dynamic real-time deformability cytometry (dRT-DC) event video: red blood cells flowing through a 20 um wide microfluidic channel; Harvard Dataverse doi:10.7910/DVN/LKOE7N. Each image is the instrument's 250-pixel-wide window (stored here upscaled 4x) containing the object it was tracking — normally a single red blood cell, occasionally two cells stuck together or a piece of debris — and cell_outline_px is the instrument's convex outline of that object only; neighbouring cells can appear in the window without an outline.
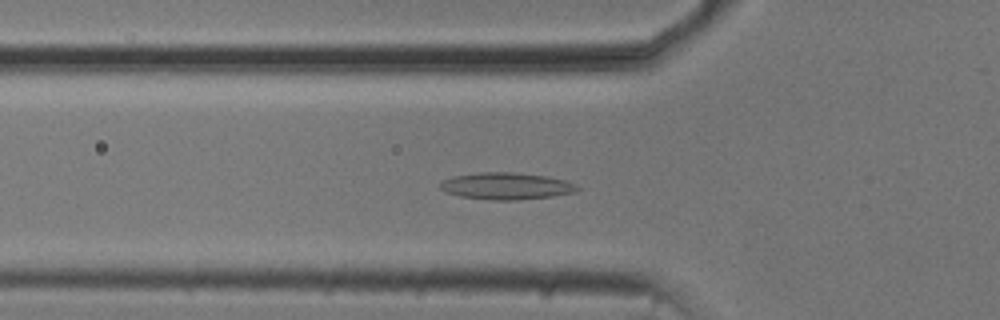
{"species": "common noctule bat (a hibernating species)", "species_latin": "Nyctalus noctula", "temperature_condition": "cold", "stored_images_in_passage": 53, "camera_frame_rate_fps": 3000, "um_per_image_px": 0.085, "animal": {"sex": "male", "body_mass_g": 20.5, "forearm_length_mm": 52.5}, "frame": {"image": 1, "passage_image": 18, "time_ms": 5.667, "image_size_px": [1000, 320], "cell_outline_px": [[580, 188], [572, 192], [552, 196], [516, 200], [492, 200], [460, 196], [444, 192], [440, 188], [440, 184], [444, 180], [452, 176], [480, 172], [512, 172], [548, 176], [564, 180], [576, 184]], "centroid_in_image_um": [43.01, 15.81], "position_along_channel_um": 82.8, "area_um2": 21.39}}
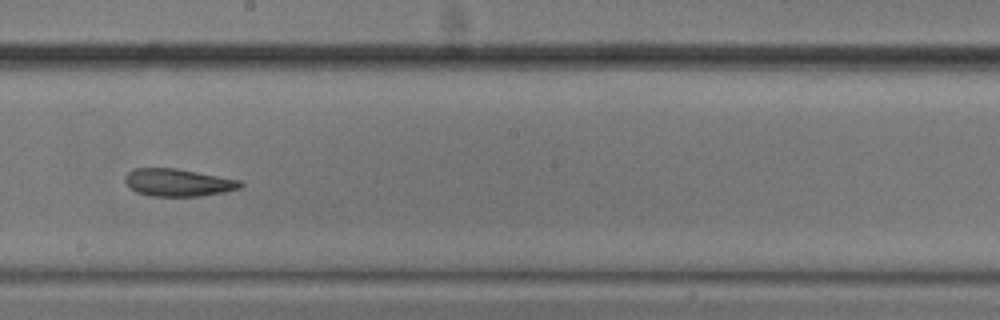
{"frame": {"image": 2, "passage_image": 30, "time_ms": 9.667, "image_size_px": [1000, 320], "cell_outline_px": [[244, 184], [240, 188], [224, 192], [200, 196], [148, 196], [136, 192], [128, 188], [124, 180], [124, 176], [128, 172], [136, 168], [176, 168], [240, 180]], "centroid_in_image_um": [15.1, 15.52], "position_along_channel_um": 233.1, "area_um2": 18.61}}
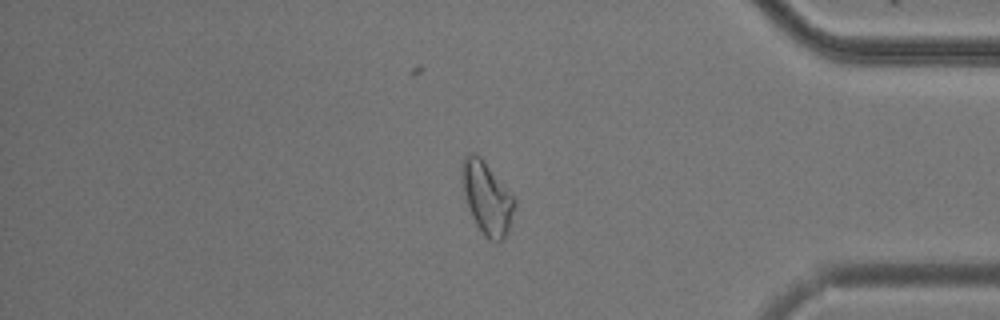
{"frame": {"image": 3, "passage_image": 45, "time_ms": 14.667, "image_size_px": [1000, 320], "cell_outline_px": [[516, 204], [508, 232], [504, 240], [488, 240], [484, 236], [476, 224], [472, 216], [464, 192], [460, 172], [460, 164], [464, 156], [468, 152], [476, 152], [484, 160], [512, 192], [516, 200]], "centroid_in_image_um": [41.4, 16.77], "position_along_channel_um": 393.8, "area_um2": 22.6}, "authors_computed_cell_mechanics": {"area_um2": 20.9236, "velocity_mm_per_s": 3.7437, "shape_relaxation_time_tau1_ms": null, "shape_relaxation_time_tau2_ms": 4.9193, "deformation_change_tau1": null, "deformation_change_tau2": 0.1439}}